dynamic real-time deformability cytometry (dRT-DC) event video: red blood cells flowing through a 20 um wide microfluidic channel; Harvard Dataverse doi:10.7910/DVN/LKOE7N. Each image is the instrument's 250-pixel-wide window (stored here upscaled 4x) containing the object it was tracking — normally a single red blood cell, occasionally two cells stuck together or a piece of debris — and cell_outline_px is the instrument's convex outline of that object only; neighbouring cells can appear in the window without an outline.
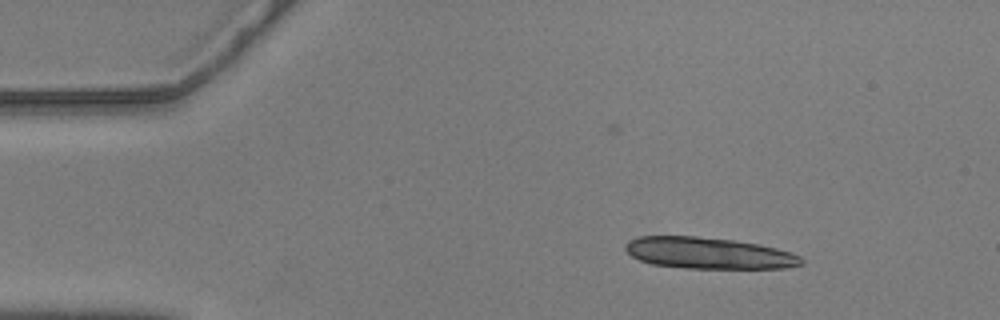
{"species": "common noctule bat (a hibernating species)", "species_latin": "Nyctalus noctula", "temperature_condition": "warm", "stored_images_in_passage": 8, "camera_frame_rate_fps": 3000, "um_per_image_px": 0.085, "animal": {"sex": "male", "body_mass_g": 20.5, "forearm_length_mm": 52.5}, "frame": {"image": 1, "passage_image": 1, "time_ms": 0.0, "image_size_px": [1000, 320], "cell_outline_px": [[804, 264], [784, 268], [688, 268], [652, 264], [640, 260], [632, 256], [624, 248], [624, 244], [628, 240], [640, 236], [696, 236], [736, 240], [760, 244], [776, 248], [800, 256], [804, 260]], "centroid_in_image_um": [60.22, 21.5], "position_along_channel_um": 24.8, "area_um2": 32.25}}